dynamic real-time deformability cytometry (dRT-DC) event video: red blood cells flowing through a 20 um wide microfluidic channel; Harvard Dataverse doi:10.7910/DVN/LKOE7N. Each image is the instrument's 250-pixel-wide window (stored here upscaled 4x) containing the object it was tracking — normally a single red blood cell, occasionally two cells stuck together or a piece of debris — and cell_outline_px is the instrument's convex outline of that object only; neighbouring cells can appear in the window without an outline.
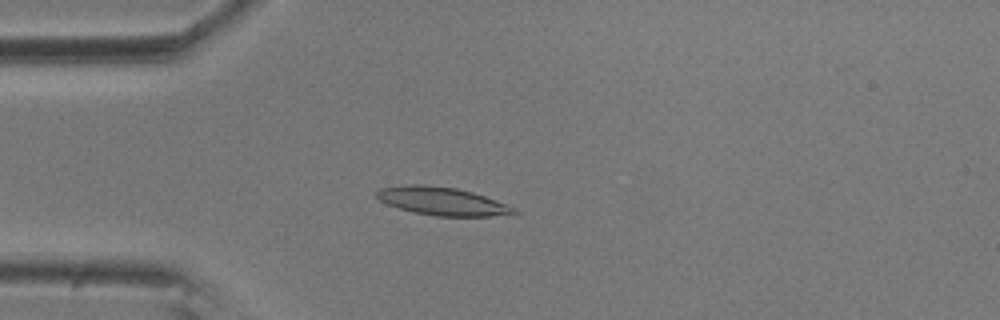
{"species": "common noctule bat (a hibernating species)", "species_latin": "Nyctalus noctula", "temperature_condition": "room temperature", "stored_images_in_passage": 6, "camera_frame_rate_fps": 3000, "um_per_image_px": 0.085, "animal": {"sex": "male", "body_mass_g": 20.5, "forearm_length_mm": 52.5}, "frame": {"image": 1, "passage_image": 4, "time_ms": 1.0, "image_size_px": [1000, 320], "cell_outline_px": [[520, 212], [488, 216], [436, 216], [412, 212], [388, 204], [380, 200], [376, 196], [376, 192], [380, 188], [404, 184], [428, 184], [456, 188], [472, 192], [508, 204], [516, 208]], "centroid_in_image_um": [37.57, 17.09], "position_along_channel_um": 47.4, "area_um2": 22.48}}
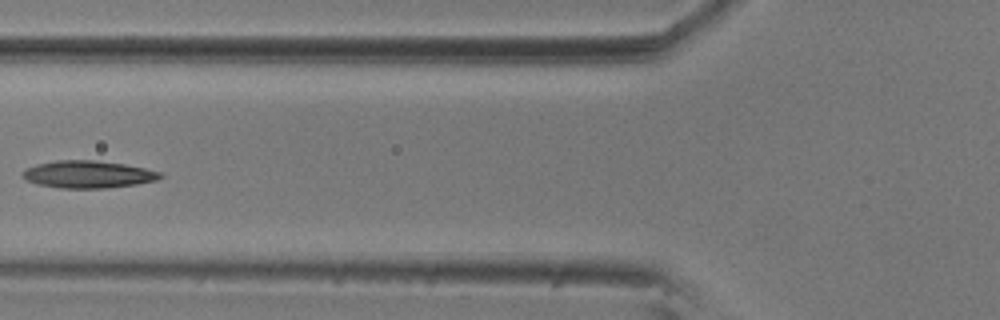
{"frame": {"image": 2, "passage_image": 6, "time_ms": 1.667, "image_size_px": [1000, 320], "cell_outline_px": [[164, 176], [156, 180], [136, 184], [108, 188], [60, 188], [36, 184], [20, 176], [20, 172], [36, 164], [56, 160], [96, 160], [124, 164], [164, 172]], "centroid_in_image_um": [7.49, 14.82], "position_along_channel_um": 118.3, "area_um2": 22.08}}